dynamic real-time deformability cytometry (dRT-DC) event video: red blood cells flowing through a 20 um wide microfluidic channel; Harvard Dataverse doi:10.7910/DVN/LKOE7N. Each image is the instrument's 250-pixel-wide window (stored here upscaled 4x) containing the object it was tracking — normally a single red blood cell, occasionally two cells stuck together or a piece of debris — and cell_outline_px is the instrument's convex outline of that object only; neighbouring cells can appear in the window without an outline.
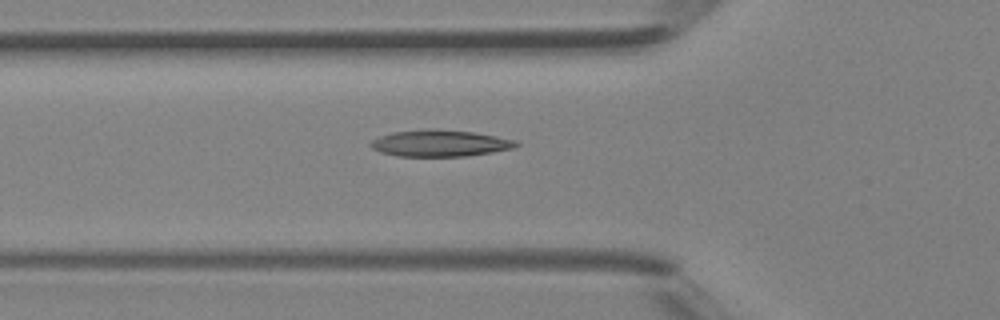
{"species": "Egyptian fruit bat (a non-hibernating species)", "species_latin": "Rousettus aegyptiacus", "temperature_condition": "room temperature", "stored_images_in_passage": 26, "camera_frame_rate_fps": 3000, "um_per_image_px": 0.085, "animal": {"sex": "female"}, "frame": {"image": 1, "passage_image": 2, "time_ms": 0.333, "image_size_px": [1000, 320], "cell_outline_px": [[520, 144], [512, 148], [492, 152], [464, 156], [396, 156], [380, 152], [372, 148], [368, 144], [372, 140], [380, 136], [392, 132], [432, 128], [472, 132], [496, 136], [516, 140]], "centroid_in_image_um": [37.36, 12.17], "position_along_channel_um": 88.4, "area_um2": 22.48}}
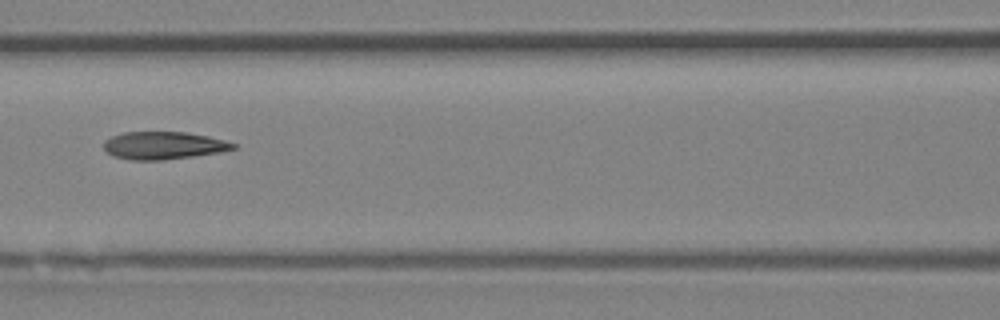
{"frame": {"image": 2, "passage_image": 6, "time_ms": 1.667, "image_size_px": [1000, 320], "cell_outline_px": [[236, 148], [220, 152], [192, 156], [160, 160], [132, 160], [112, 156], [104, 148], [104, 140], [112, 136], [124, 132], [184, 132], [208, 136], [224, 140], [236, 144]], "centroid_in_image_um": [13.88, 12.36], "position_along_channel_um": 152.7, "area_um2": 20.69}}
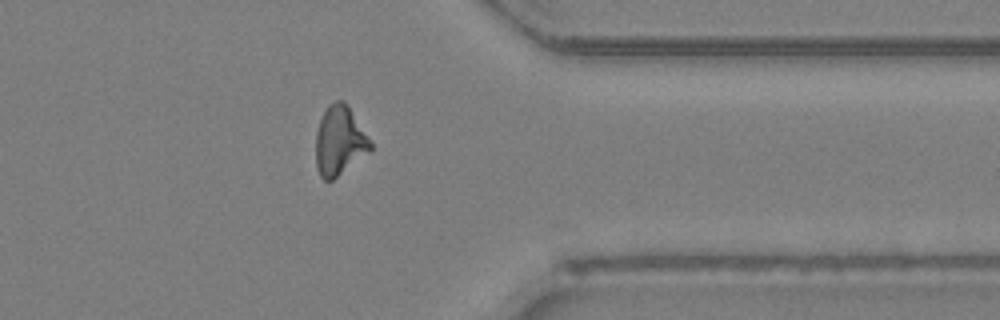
{"frame": {"image": 3, "passage_image": 21, "time_ms": 6.667, "image_size_px": [1000, 320], "cell_outline_px": [[372, 152], [332, 180], [324, 180], [320, 176], [316, 168], [316, 132], [320, 120], [328, 104], [336, 100], [344, 100], [348, 104], [372, 144]], "centroid_in_image_um": [28.87, 11.98], "position_along_channel_um": 382.5, "area_um2": 22.25}}